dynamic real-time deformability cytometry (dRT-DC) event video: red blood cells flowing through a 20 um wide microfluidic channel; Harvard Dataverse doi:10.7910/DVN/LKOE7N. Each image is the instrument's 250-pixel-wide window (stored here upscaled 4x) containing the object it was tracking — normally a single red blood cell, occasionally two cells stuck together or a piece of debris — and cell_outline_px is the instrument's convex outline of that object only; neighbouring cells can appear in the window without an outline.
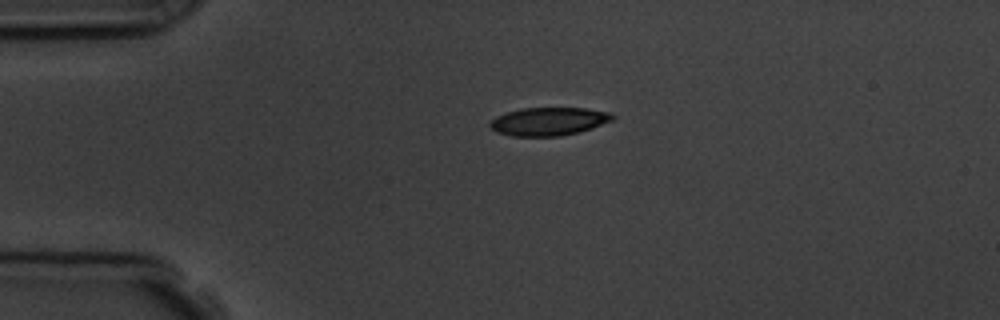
{"species": "common noctule bat (a hibernating species)", "species_latin": "Nyctalus noctula", "temperature_condition": "room temperature", "stored_images_in_passage": 2, "camera_frame_rate_fps": 3000, "um_per_image_px": 0.085, "animal": {"sex": "male", "body_mass_g": 19.5, "forearm_length_mm": 54.6}, "frame": {"image": 1, "passage_image": 1, "time_ms": 0.0, "image_size_px": [1000, 320], "cell_outline_px": [[616, 116], [612, 120], [592, 128], [580, 132], [560, 136], [512, 136], [496, 132], [488, 124], [496, 116], [508, 112], [524, 108], [584, 108], [608, 112]], "centroid_in_image_um": [46.64, 10.32], "position_along_channel_um": 38.4, "area_um2": 20.0}}